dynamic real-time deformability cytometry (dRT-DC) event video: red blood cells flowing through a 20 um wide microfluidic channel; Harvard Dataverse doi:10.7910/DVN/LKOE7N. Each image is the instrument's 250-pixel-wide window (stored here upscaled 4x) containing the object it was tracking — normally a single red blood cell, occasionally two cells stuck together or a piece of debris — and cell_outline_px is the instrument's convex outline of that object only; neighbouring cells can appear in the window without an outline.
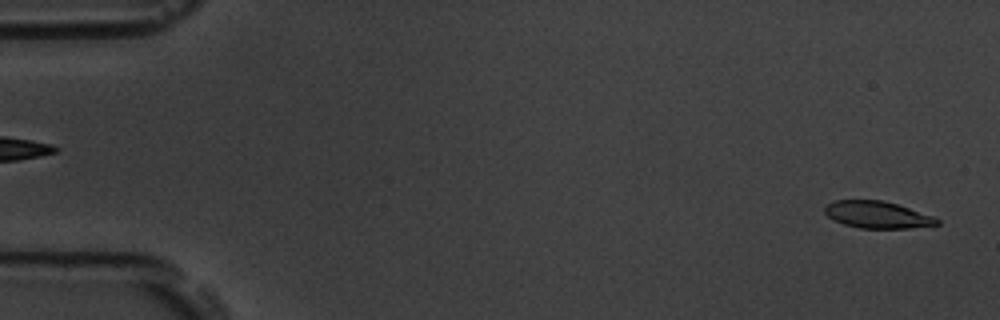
{"species": "common noctule bat (a hibernating species)", "species_latin": "Nyctalus noctula", "temperature_condition": "room temperature", "stored_images_in_passage": 59, "camera_frame_rate_fps": 3000, "um_per_image_px": 0.085, "animal": {"sex": "male", "body_mass_g": 19.5, "forearm_length_mm": 54.6}, "frame": {"image": 1, "passage_image": 3, "time_ms": 0.667, "image_size_px": [1000, 320], "cell_outline_px": [[940, 224], [908, 228], [860, 228], [844, 224], [828, 216], [824, 212], [824, 208], [832, 200], [884, 200], [932, 216], [940, 220]], "centroid_in_image_um": [74.55, 18.25], "position_along_channel_um": 10.4, "area_um2": 17.4}}
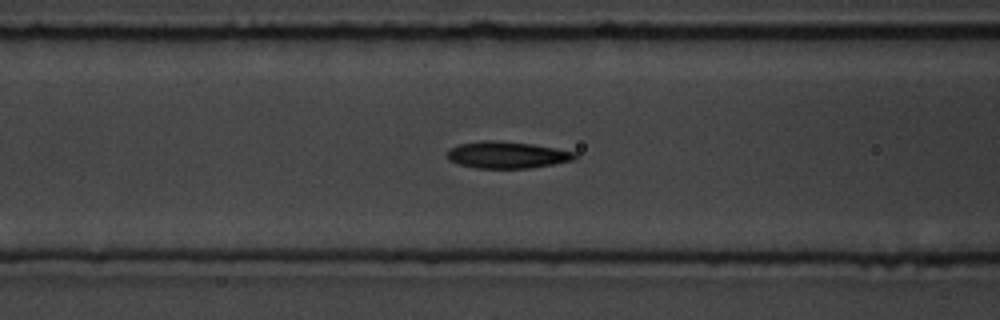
{"frame": {"image": 2, "passage_image": 24, "time_ms": 7.667, "image_size_px": [1000, 320], "cell_outline_px": [[576, 156], [572, 160], [552, 164], [528, 168], [476, 168], [460, 164], [448, 160], [448, 148], [460, 144], [480, 140], [496, 140], [532, 144], [556, 148], [576, 152]], "centroid_in_image_um": [43.06, 13.15], "position_along_channel_um": 123.5, "area_um2": 19.83}}
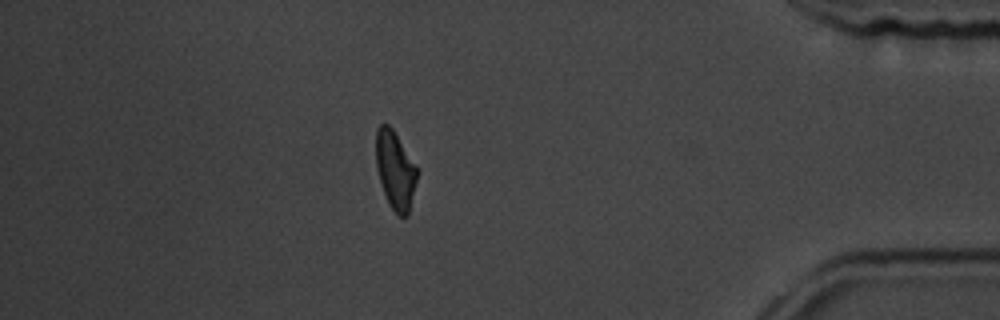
{"frame": {"image": 3, "passage_image": 51, "time_ms": 16.667, "image_size_px": [1000, 320], "cell_outline_px": [[416, 180], [408, 216], [400, 216], [388, 204], [376, 168], [376, 128], [380, 124], [388, 124], [392, 128], [416, 168]], "centroid_in_image_um": [33.56, 14.46], "position_along_channel_um": 401.6, "area_um2": 18.15}, "authors_computed_cell_mechanics": {"area_um2": 19.074, "velocity_mm_per_s": 3.551, "shape_relaxation_time_tau1_ms": 3.8727, "shape_relaxation_time_tau2_ms": 2.9536, "deformation_change_tau1": 0.1465, "deformation_change_tau2": 0.1079}}